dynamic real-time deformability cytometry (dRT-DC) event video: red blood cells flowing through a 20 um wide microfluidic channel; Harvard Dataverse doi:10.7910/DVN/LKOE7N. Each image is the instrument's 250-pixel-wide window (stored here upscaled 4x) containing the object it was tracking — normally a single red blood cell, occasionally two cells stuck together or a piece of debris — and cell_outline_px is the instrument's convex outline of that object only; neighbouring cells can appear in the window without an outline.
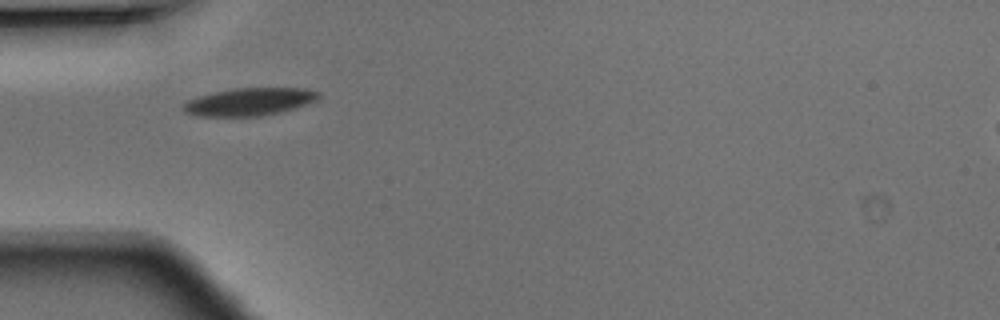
{"species": "Egyptian fruit bat (a non-hibernating species)", "species_latin": "Rousettus aegyptiacus", "temperature_condition": "warm", "stored_images_in_passage": 2, "camera_frame_rate_fps": 3000, "um_per_image_px": 0.085, "animal": {"sex": "male"}, "frame": {"image": 1, "passage_image": 1, "time_ms": 0.0, "image_size_px": [1000, 320], "cell_outline_px": [[300, 276], [280, 280], [256, 276], [232, 228], [236, 224], [248, 220], [264, 232], [288, 260]], "centroid_in_image_um": [22.36, 21.51], "position_along_channel_um": 62.6, "area_um2": 14.28}}